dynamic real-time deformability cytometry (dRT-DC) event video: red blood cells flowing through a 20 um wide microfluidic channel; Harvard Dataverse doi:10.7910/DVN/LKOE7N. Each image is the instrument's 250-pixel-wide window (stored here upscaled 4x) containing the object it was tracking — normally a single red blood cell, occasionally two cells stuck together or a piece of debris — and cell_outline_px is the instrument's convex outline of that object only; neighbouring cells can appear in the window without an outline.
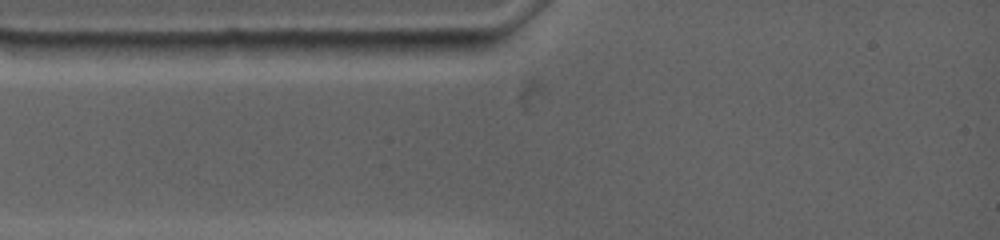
{"species": "common noctule bat (a hibernating species)", "species_latin": "Nyctalus noctula", "temperature_condition": "warm", "stored_images_in_passage": 2, "camera_frame_rate_fps": 4500, "um_per_image_px": 0.085, "animal": {"sex": "female", "body_mass_g": 19.0, "forearm_length_mm": 53.3}, "frame": {"image": 1, "passage_image": 1, "time_ms": 0.0, "image_size_px": [1000, 240], "cell_outline_px": [[480, 40], [476, 56], [372, 52], [372, 44], [376, 40]], "centroid_in_image_um": [36.37, 4.0], "position_along_channel_um": 48.6, "area_um2": 10.69}}